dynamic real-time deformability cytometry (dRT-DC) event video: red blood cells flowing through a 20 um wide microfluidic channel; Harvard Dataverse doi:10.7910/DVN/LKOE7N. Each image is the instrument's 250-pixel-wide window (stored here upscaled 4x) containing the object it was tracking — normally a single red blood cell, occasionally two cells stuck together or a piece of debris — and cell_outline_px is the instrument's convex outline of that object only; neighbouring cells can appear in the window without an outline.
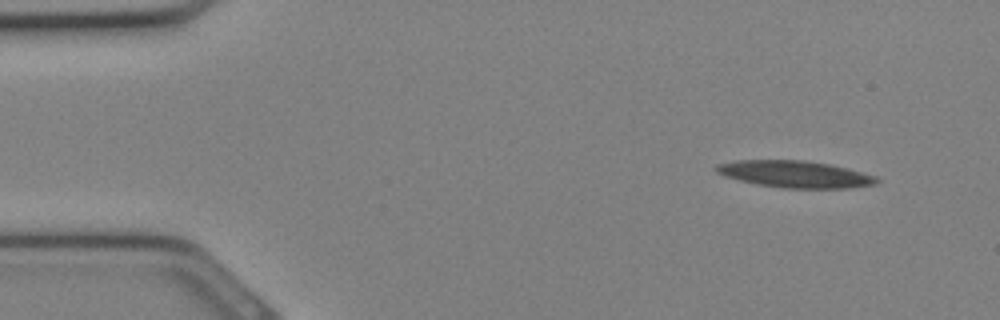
{"species": "Egyptian fruit bat (a non-hibernating species)", "species_latin": "Rousettus aegyptiacus", "temperature_condition": "cold", "stored_images_in_passage": 30, "camera_frame_rate_fps": 3000, "um_per_image_px": 0.085, "animal": {"sex": "female"}, "frame": {"image": 1, "passage_image": 1, "time_ms": 0.0, "image_size_px": [1000, 320], "cell_outline_px": [[880, 180], [876, 184], [848, 188], [784, 188], [756, 184], [724, 176], [716, 172], [712, 168], [716, 164], [732, 160], [804, 160], [828, 164], [848, 168], [876, 176]], "centroid_in_image_um": [67.53, 14.8], "position_along_channel_um": 17.5, "area_um2": 25.26}}
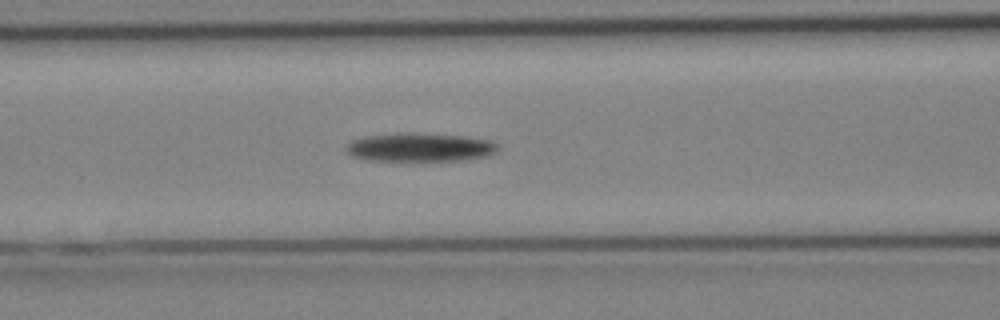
{"frame": {"image": 2, "passage_image": 11, "time_ms": 3.333, "image_size_px": [1000, 320], "cell_outline_px": [[500, 148], [496, 152], [488, 156], [460, 160], [368, 160], [352, 156], [344, 148], [344, 144], [352, 140], [368, 136], [412, 132], [468, 136], [492, 140], [500, 144]], "centroid_in_image_um": [35.75, 12.51], "position_along_channel_um": 130.8, "area_um2": 25.49}}
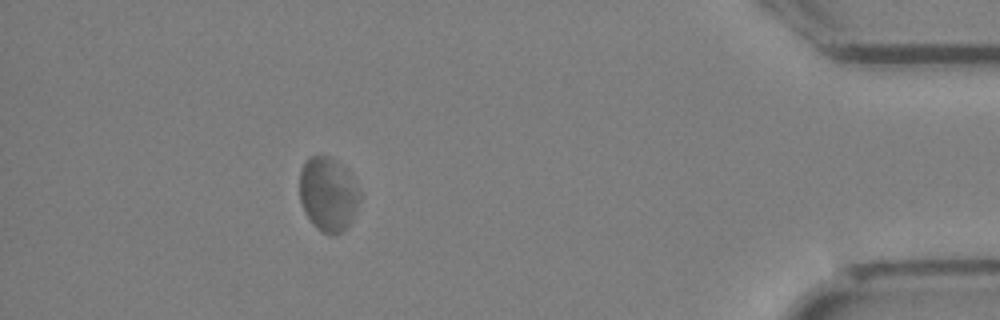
{"frame": {"image": 3, "passage_image": 27, "time_ms": 8.667, "image_size_px": [1000, 320], "cell_outline_px": [[360, 200], [352, 220], [340, 232], [332, 236], [316, 228], [312, 224], [300, 200], [300, 168], [304, 160], [308, 156], [328, 156], [336, 160], [348, 168], [360, 192]], "centroid_in_image_um": [27.89, 16.46], "position_along_channel_um": 407.3, "area_um2": 26.18}}